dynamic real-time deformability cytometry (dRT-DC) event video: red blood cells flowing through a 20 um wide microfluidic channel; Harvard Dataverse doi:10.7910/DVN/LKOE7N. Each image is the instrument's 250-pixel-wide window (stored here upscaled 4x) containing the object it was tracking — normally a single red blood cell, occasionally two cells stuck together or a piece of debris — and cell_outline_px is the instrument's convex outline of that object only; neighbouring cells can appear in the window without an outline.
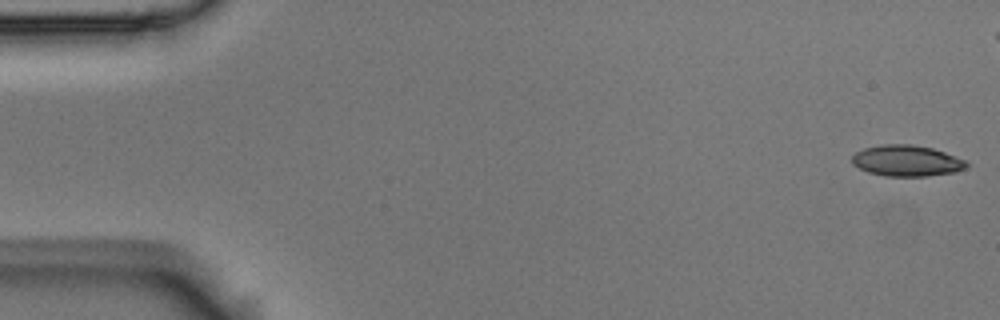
{"species": "Egyptian fruit bat (a non-hibernating species)", "species_latin": "Rousettus aegyptiacus", "temperature_condition": "room temperature", "stored_images_in_passage": 48, "camera_frame_rate_fps": 3000, "um_per_image_px": 0.085, "animal": {"sex": "male"}, "frame": {"image": 1, "passage_image": 1, "time_ms": 0.0, "image_size_px": [1000, 320], "cell_outline_px": [[968, 164], [964, 168], [956, 172], [928, 176], [884, 176], [868, 172], [852, 164], [852, 156], [856, 152], [864, 148], [884, 144], [912, 144], [932, 148], [944, 152], [964, 160]], "centroid_in_image_um": [77.04, 13.66], "position_along_channel_um": 8.0, "area_um2": 20.63}}
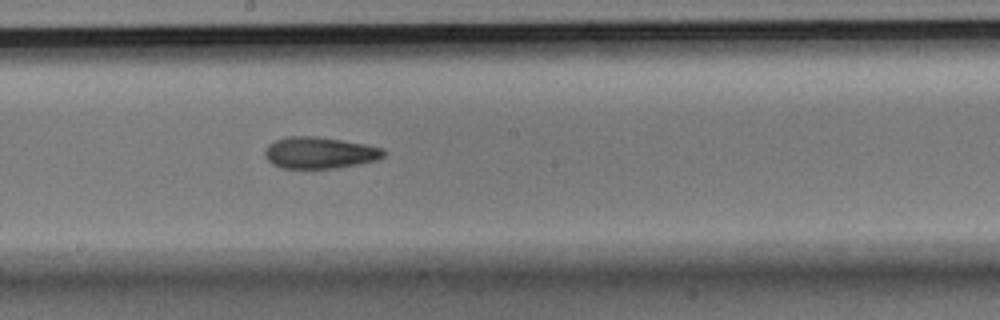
{"frame": {"image": 2, "passage_image": 29, "time_ms": 9.333, "image_size_px": [1000, 320], "cell_outline_px": [[384, 156], [376, 160], [336, 168], [284, 168], [272, 164], [264, 156], [264, 152], [268, 144], [276, 140], [288, 136], [316, 136], [368, 144], [384, 148]], "centroid_in_image_um": [27.16, 12.97], "position_along_channel_um": 221.0, "area_um2": 21.85}}
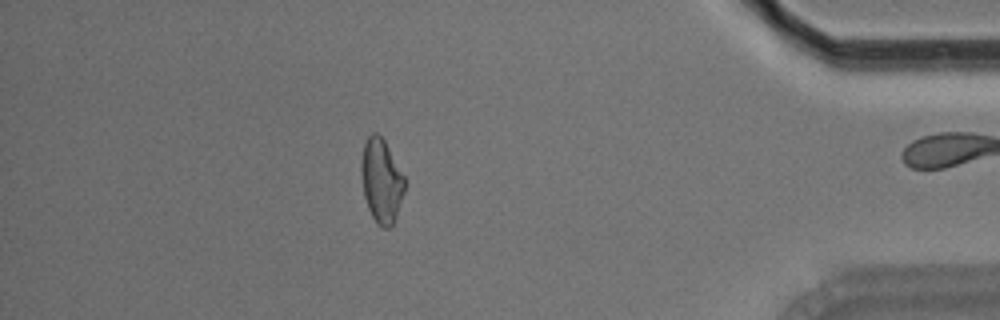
{"frame": {"image": 3, "passage_image": 47, "time_ms": 15.333, "image_size_px": [1000, 320], "cell_outline_px": [[404, 192], [396, 216], [392, 224], [388, 228], [384, 228], [376, 224], [368, 208], [364, 196], [360, 172], [360, 164], [364, 144], [368, 136], [372, 132], [376, 132], [384, 140], [404, 176]], "centroid_in_image_um": [32.39, 15.37], "position_along_channel_um": 402.8, "area_um2": 21.1}, "authors_computed_cell_mechanics": {"area_um2": 21.4438, "velocity_mm_per_s": 3.73, "shape_relaxation_time_tau1_ms": 7.0714, "shape_relaxation_time_tau2_ms": 4.9041, "deformation_change_tau1": 0.1433, "deformation_change_tau2": 0.128}}